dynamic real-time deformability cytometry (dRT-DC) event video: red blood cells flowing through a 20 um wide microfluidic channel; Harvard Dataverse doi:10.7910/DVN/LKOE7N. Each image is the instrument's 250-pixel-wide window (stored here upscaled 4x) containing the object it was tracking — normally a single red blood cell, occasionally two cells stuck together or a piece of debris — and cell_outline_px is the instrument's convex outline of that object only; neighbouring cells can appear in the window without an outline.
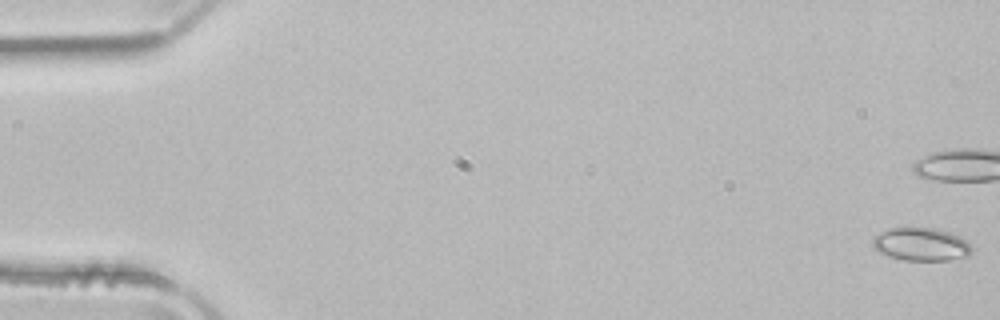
{"species": "common noctule bat (a hibernating species)", "species_latin": "Nyctalus noctula", "temperature_condition": "room temperature", "stored_images_in_passage": 53, "camera_frame_rate_fps": 3000, "um_per_image_px": 0.085, "animal": {"sex": "male", "body_mass_g": 21.5, "forearm_length_mm": 52.0}, "frame": {"image": 1, "passage_image": 1, "time_ms": 0.0, "image_size_px": [1000, 320], "cell_outline_px": [[972, 252], [968, 256], [948, 260], [904, 260], [888, 256], [872, 248], [872, 236], [876, 232], [888, 228], [932, 228], [948, 232], [960, 236], [968, 240], [972, 248]], "centroid_in_image_um": [78.26, 20.76], "position_along_channel_um": 6.7, "area_um2": 19.36}}